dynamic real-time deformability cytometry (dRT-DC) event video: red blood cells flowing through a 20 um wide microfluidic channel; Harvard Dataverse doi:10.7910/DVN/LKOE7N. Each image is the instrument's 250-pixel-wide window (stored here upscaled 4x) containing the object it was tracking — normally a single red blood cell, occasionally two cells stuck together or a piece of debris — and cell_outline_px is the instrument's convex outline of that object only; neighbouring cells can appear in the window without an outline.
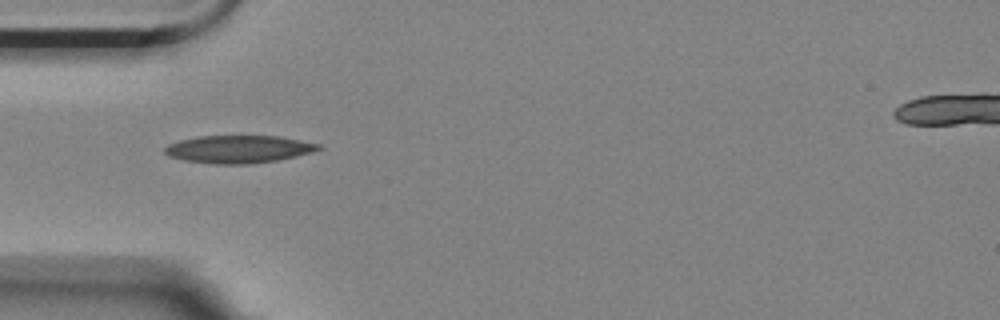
{"species": "Egyptian fruit bat (a non-hibernating species)", "species_latin": "Rousettus aegyptiacus", "temperature_condition": "room temperature", "stored_images_in_passage": 2, "camera_frame_rate_fps": 3000, "um_per_image_px": 0.085, "animal": {"sex": "female"}, "frame": {"image": 1, "passage_image": 1, "time_ms": 0.0, "image_size_px": [1000, 320], "cell_outline_px": [[320, 148], [312, 152], [296, 156], [276, 160], [248, 164], [212, 164], [184, 160], [168, 156], [164, 152], [164, 148], [168, 144], [180, 140], [200, 136], [280, 136], [320, 144]], "centroid_in_image_um": [20.24, 12.68], "position_along_channel_um": 64.8, "area_um2": 24.68}}
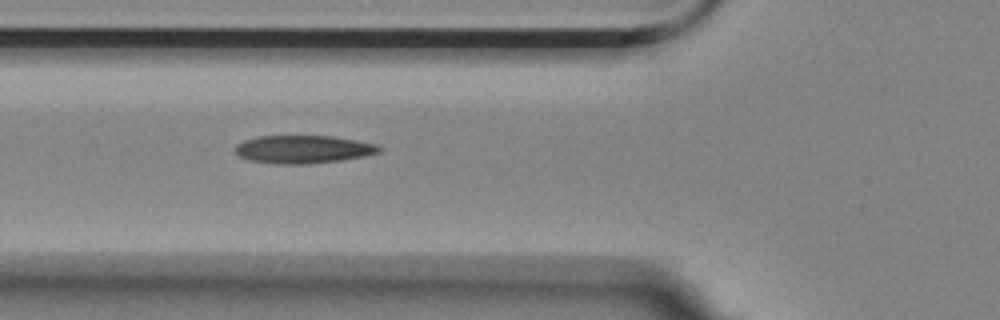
{"frame": {"image": 2, "passage_image": 2, "time_ms": 0.333, "image_size_px": [1000, 320], "cell_outline_px": [[384, 148], [380, 152], [364, 156], [340, 160], [304, 164], [280, 164], [248, 160], [240, 156], [236, 152], [236, 144], [244, 140], [256, 136], [332, 136], [356, 140], [376, 144]], "centroid_in_image_um": [25.78, 12.68], "position_along_channel_um": 100.0, "area_um2": 23.41}}